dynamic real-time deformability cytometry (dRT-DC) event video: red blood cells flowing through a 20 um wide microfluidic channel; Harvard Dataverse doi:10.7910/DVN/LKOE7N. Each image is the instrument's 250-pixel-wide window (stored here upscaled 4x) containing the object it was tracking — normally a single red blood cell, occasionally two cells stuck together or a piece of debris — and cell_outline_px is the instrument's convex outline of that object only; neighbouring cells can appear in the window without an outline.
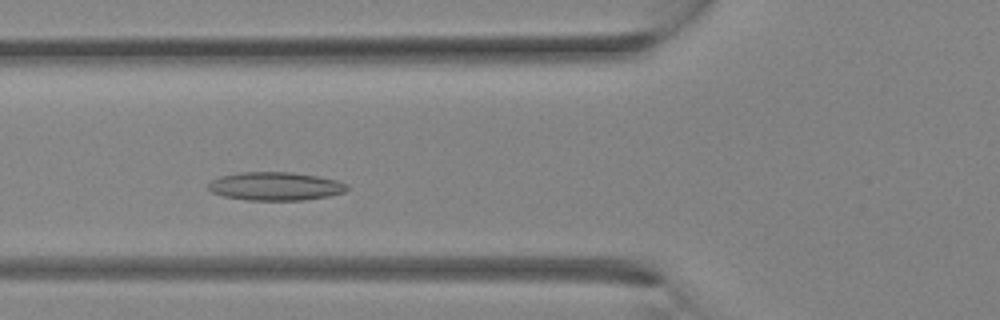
{"species": "Egyptian fruit bat (a non-hibernating species)", "species_latin": "Rousettus aegyptiacus", "temperature_condition": "room temperature", "stored_images_in_passage": 28, "camera_frame_rate_fps": 3000, "um_per_image_px": 0.085, "animal": {"sex": "female"}, "frame": {"image": 1, "passage_image": 8, "time_ms": 2.333, "image_size_px": [1000, 320], "cell_outline_px": [[348, 188], [344, 192], [328, 196], [304, 200], [248, 200], [224, 196], [212, 192], [208, 188], [208, 184], [212, 180], [220, 176], [240, 172], [292, 172], [316, 176], [336, 180], [348, 184]], "centroid_in_image_um": [23.4, 15.83], "position_along_channel_um": 102.4, "area_um2": 22.83}}
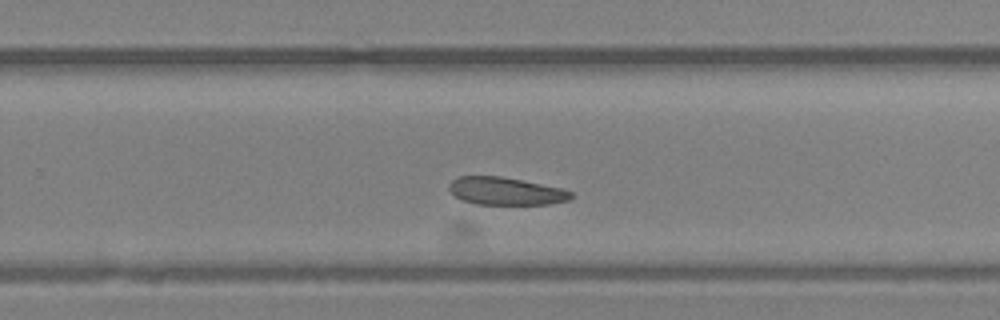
{"frame": {"image": 2, "passage_image": 17, "time_ms": 5.333, "image_size_px": [1000, 320], "cell_outline_px": [[572, 196], [568, 200], [552, 204], [476, 204], [460, 200], [448, 188], [448, 184], [456, 176], [500, 176], [564, 188], [572, 192]], "centroid_in_image_um": [42.98, 16.24], "position_along_channel_um": 286.8, "area_um2": 19.77}}
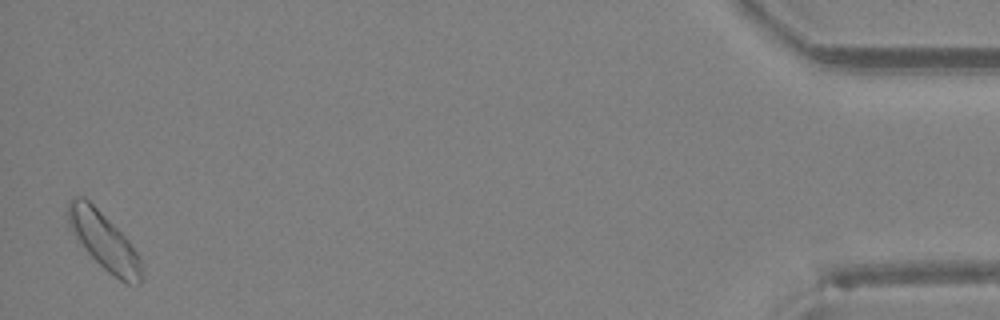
{"frame": {"image": 3, "passage_image": 28, "time_ms": 9.0, "image_size_px": [1000, 320], "cell_outline_px": [[144, 280], [136, 288], [120, 280], [108, 272], [88, 252], [76, 236], [68, 220], [68, 200], [72, 196], [84, 196], [128, 240], [140, 256], [144, 276]], "centroid_in_image_um": [8.91, 20.55], "position_along_channel_um": 426.3, "area_um2": 24.16}}